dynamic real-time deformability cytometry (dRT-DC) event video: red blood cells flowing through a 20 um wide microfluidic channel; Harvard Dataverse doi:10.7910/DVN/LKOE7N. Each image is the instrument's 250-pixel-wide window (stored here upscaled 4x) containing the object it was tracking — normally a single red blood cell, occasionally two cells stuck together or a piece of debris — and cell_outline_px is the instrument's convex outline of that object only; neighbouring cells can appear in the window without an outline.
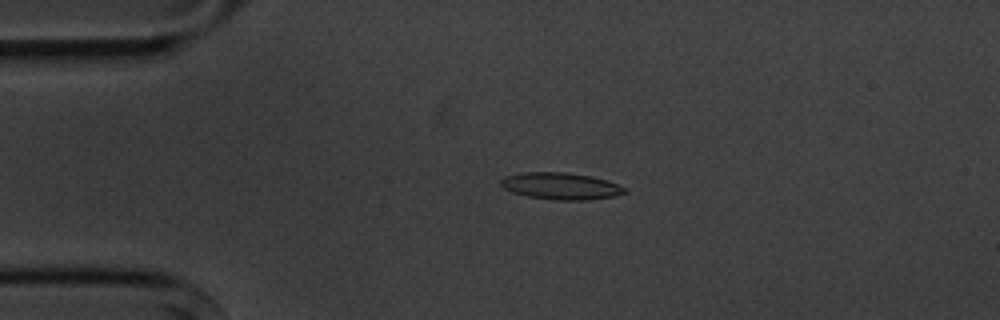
{"species": "common noctule bat (a hibernating species)", "species_latin": "Nyctalus noctula", "temperature_condition": "cold", "stored_images_in_passage": 5, "camera_frame_rate_fps": 3000, "um_per_image_px": 0.085, "animal": {"sex": "male", "body_mass_g": 20.1, "forearm_length_mm": 53.5}, "frame": {"image": 1, "passage_image": 4, "time_ms": 3.333, "image_size_px": [1000, 320], "cell_outline_px": [[628, 192], [612, 196], [588, 200], [556, 200], [528, 196], [512, 192], [504, 188], [500, 184], [500, 180], [504, 176], [524, 172], [568, 172], [592, 176], [616, 184], [624, 188]], "centroid_in_image_um": [47.63, 15.81], "position_along_channel_um": 37.4, "area_um2": 19.25}}